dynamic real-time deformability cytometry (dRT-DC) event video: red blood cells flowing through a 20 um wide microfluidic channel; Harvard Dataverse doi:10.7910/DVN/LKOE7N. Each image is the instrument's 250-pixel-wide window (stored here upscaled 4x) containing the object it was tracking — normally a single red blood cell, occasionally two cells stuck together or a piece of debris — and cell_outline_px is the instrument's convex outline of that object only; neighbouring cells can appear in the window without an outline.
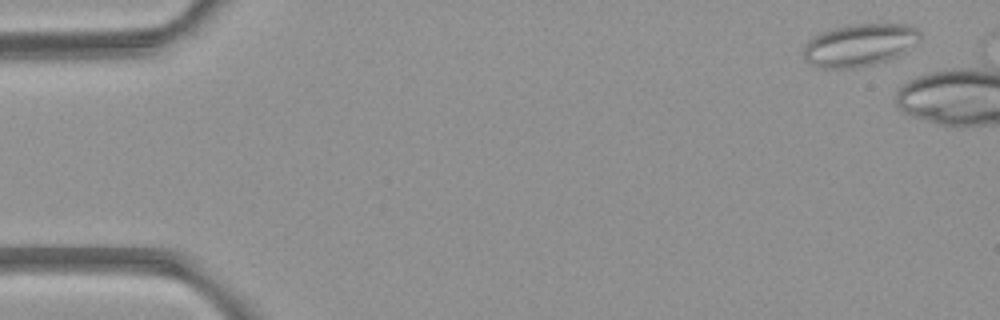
{"species": "common noctule bat (a hibernating species)", "species_latin": "Nyctalus noctula", "temperature_condition": "room temperature", "stored_images_in_passage": 3, "camera_frame_rate_fps": 3000, "um_per_image_px": 0.085, "animal": {"sex": "female", "body_mass_g": 21.9}, "frame": {"image": 1, "passage_image": 1, "time_ms": 0.0, "image_size_px": [1000, 320], "cell_outline_px": [[920, 40], [904, 52], [888, 60], [856, 68], [816, 68], [808, 64], [804, 60], [804, 48], [808, 40], [824, 32], [836, 28], [856, 24], [908, 24], [916, 28], [920, 32]], "centroid_in_image_um": [73.06, 3.84], "position_along_channel_um": 11.9, "area_um2": 28.67}}